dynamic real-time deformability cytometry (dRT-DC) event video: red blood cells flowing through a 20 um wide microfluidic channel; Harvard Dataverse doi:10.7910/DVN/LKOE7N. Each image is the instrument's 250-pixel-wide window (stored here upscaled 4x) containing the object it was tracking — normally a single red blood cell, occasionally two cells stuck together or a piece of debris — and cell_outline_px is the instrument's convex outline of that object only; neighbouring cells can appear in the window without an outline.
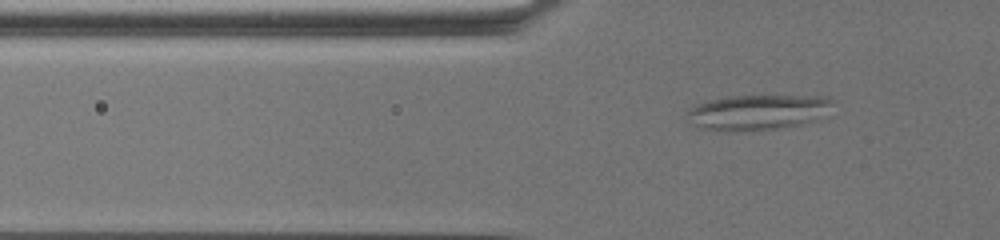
{"species": "common noctule bat (a hibernating species)", "species_latin": "Nyctalus noctula", "temperature_condition": "warm", "stored_images_in_passage": 54, "camera_frame_rate_fps": 3000, "um_per_image_px": 0.085, "animal": {"sex": "female", "body_mass_g": 19.5, "forearm_length_mm": 54.1}, "frame": {"image": 1, "passage_image": 6, "time_ms": 1.667, "image_size_px": [1000, 240], "cell_outline_px": [[832, 100], [816, 120], [800, 124], [780, 128], [700, 128], [688, 124], [684, 112], [692, 104], [708, 100], [732, 96], [828, 96]], "centroid_in_image_um": [64.27, 9.49], "position_along_channel_um": 61.5, "area_um2": 28.9}}
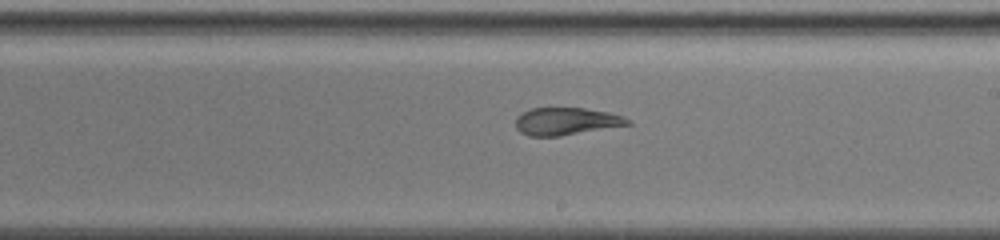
{"frame": {"image": 2, "passage_image": 26, "time_ms": 8.333, "image_size_px": [1000, 240], "cell_outline_px": [[632, 124], [560, 136], [528, 136], [520, 132], [516, 128], [516, 116], [532, 108], [584, 108], [608, 112], [624, 116], [632, 120]], "centroid_in_image_um": [48.15, 10.31], "position_along_channel_um": 240.9, "area_um2": 17.98}}
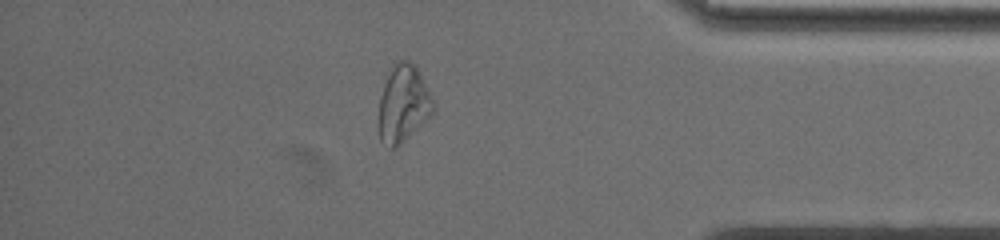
{"frame": {"image": 3, "passage_image": 45, "time_ms": 14.667, "image_size_px": [1000, 240], "cell_outline_px": [[432, 112], [396, 148], [392, 148], [380, 140], [376, 128], [376, 124], [380, 96], [392, 60], [408, 60], [416, 64], [432, 96]], "centroid_in_image_um": [34.2, 8.76], "position_along_channel_um": 401.0, "area_um2": 24.74}}